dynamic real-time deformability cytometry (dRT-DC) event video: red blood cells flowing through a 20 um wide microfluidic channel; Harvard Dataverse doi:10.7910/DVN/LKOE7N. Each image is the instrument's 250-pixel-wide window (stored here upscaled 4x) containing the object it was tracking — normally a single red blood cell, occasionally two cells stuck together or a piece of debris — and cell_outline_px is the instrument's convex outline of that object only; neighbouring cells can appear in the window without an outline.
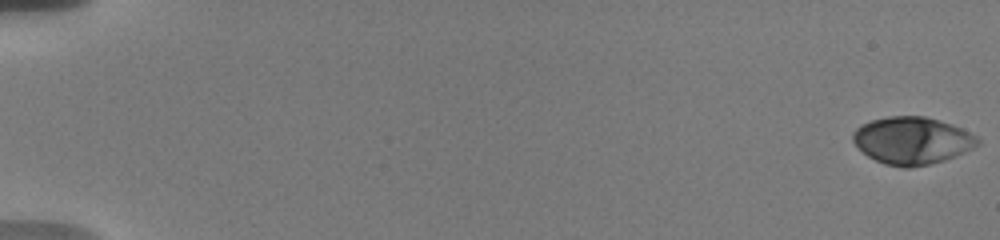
{"species": "human", "species_latin": "Homo sapiens", "temperature_condition": "warm", "stored_images_in_passage": 71, "camera_frame_rate_fps": 3000, "um_per_image_px": 0.085, "donor": {"sex": "male"}, "frame": {"image": 1, "passage_image": 1, "time_ms": 0.0, "image_size_px": [1000, 240], "cell_outline_px": [[980, 144], [972, 148], [944, 160], [928, 164], [908, 168], [904, 168], [884, 164], [868, 156], [852, 140], [852, 132], [856, 128], [872, 120], [888, 116], [924, 116], [952, 124], [976, 136], [980, 140]], "centroid_in_image_um": [77.52, 11.94], "position_along_channel_um": 7.5, "area_um2": 34.04}}
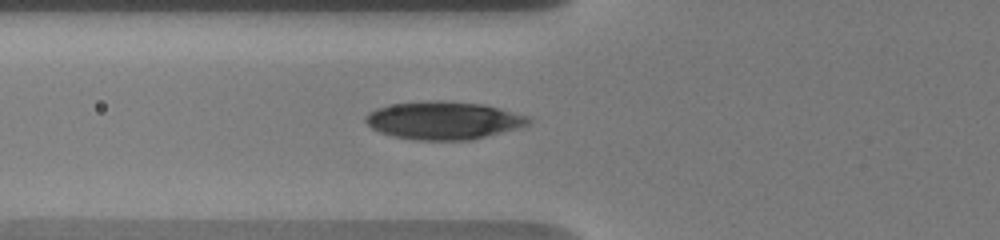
{"frame": {"image": 2, "passage_image": 32, "time_ms": 7.333, "image_size_px": [1000, 240], "cell_outline_px": [[532, 120], [528, 124], [520, 128], [472, 140], [416, 140], [392, 136], [380, 132], [372, 128], [364, 120], [364, 116], [368, 112], [376, 108], [388, 104], [432, 100], [440, 100], [484, 104], [528, 116]], "centroid_in_image_um": [37.68, 10.23], "position_along_channel_um": 88.1, "area_um2": 36.3}}
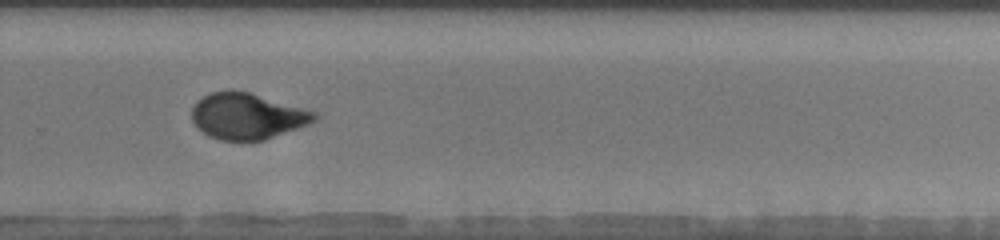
{"frame": {"image": 3, "passage_image": 53, "time_ms": 13.333, "image_size_px": [1000, 240], "cell_outline_px": [[320, 116], [316, 120], [308, 124], [264, 140], [220, 140], [208, 136], [196, 128], [192, 120], [192, 108], [196, 100], [212, 92], [228, 88], [252, 92], [320, 112]], "centroid_in_image_um": [21.03, 9.84], "position_along_channel_um": 308.8, "area_um2": 33.7}, "authors_computed_cell_mechanics": {"area_um2": 33.6396, "velocity_mm_per_s": 3.6775, "shape_relaxation_time_tau1_ms": 7.8994, "shape_relaxation_time_tau2_ms": 0.9228, "deformation_change_tau1": 0.2232, "deformation_change_tau2": 0.0473}}